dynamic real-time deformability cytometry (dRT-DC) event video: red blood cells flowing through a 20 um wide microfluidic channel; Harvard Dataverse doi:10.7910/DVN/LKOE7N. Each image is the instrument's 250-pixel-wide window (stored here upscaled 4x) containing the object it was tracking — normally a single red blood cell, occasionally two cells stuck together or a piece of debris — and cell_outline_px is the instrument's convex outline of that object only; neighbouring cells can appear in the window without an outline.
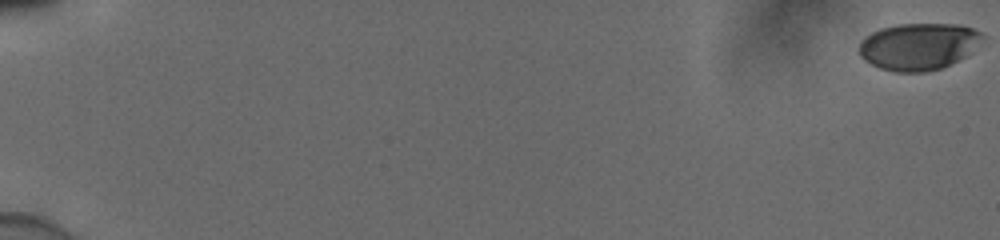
{"species": "human", "species_latin": "Homo sapiens", "temperature_condition": "cold", "stored_images_in_passage": 57, "camera_frame_rate_fps": 3000, "um_per_image_px": 0.085, "donor": {"sex": "male"}, "frame": {"image": 1, "passage_image": 1, "time_ms": 0.0, "image_size_px": [1000, 240], "cell_outline_px": [[984, 36], [964, 56], [940, 68], [928, 72], [896, 72], [880, 68], [864, 60], [860, 56], [860, 40], [872, 32], [880, 28], [896, 24], [960, 24], [972, 28], [980, 32]], "centroid_in_image_um": [78.02, 3.93], "position_along_channel_um": 7.0, "area_um2": 33.35}}
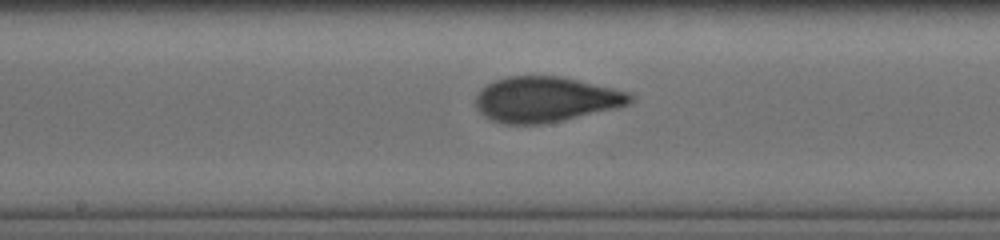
{"frame": {"image": 2, "passage_image": 33, "time_ms": 10.667, "image_size_px": [1000, 240], "cell_outline_px": [[636, 96], [628, 104], [616, 108], [564, 120], [544, 124], [504, 124], [492, 120], [484, 116], [476, 108], [476, 96], [480, 88], [496, 80], [508, 76], [560, 76], [632, 92]], "centroid_in_image_um": [46.4, 8.45], "position_along_channel_um": 201.8, "area_um2": 41.04}}
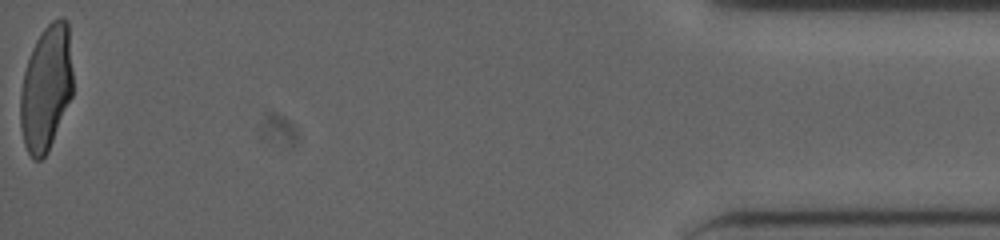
{"frame": {"image": 3, "passage_image": 57, "time_ms": 18.667, "image_size_px": [1000, 240], "cell_outline_px": [[72, 96], [48, 152], [40, 160], [32, 160], [24, 144], [20, 128], [20, 92], [24, 72], [32, 48], [36, 40], [44, 28], [52, 20], [60, 16], [68, 20], [72, 72]], "centroid_in_image_um": [3.92, 7.49], "position_along_channel_um": 431.3, "area_um2": 38.61}, "authors_computed_cell_mechanics": {"area_um2": 38.5526, "velocity_mm_per_s": 3.8906, "shape_relaxation_time_tau1_ms": 5.685, "shape_relaxation_time_tau2_ms": 0.7583, "deformation_change_tau1": 0.1924, "deformation_change_tau2": 0.0689}}